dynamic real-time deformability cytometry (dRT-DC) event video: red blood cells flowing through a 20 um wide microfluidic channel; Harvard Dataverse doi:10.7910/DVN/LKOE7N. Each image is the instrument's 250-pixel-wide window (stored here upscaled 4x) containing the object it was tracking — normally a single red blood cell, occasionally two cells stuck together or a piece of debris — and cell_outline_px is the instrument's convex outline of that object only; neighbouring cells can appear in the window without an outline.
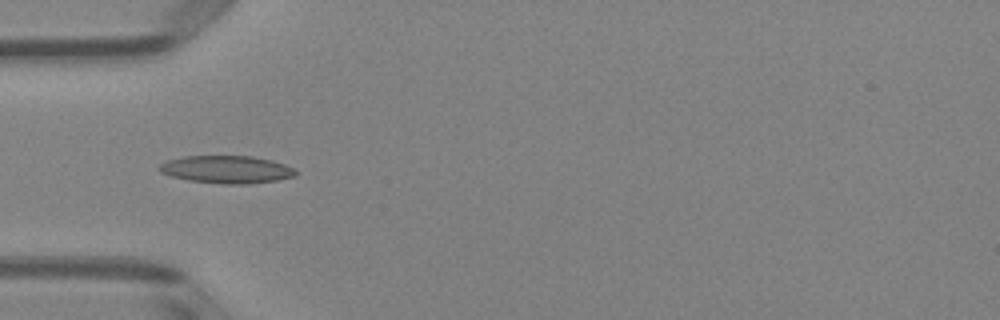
{"species": "Egyptian fruit bat (a non-hibernating species)", "species_latin": "Rousettus aegyptiacus", "temperature_condition": "room temperature", "stored_images_in_passage": 36, "camera_frame_rate_fps": 3000, "um_per_image_px": 0.085, "animal": {"sex": "female"}, "frame": {"image": 1, "passage_image": 1, "time_ms": 0.0, "image_size_px": [1000, 320], "cell_outline_px": [[296, 176], [276, 180], [248, 184], [224, 184], [188, 180], [168, 176], [160, 172], [156, 168], [160, 164], [168, 160], [184, 156], [252, 156], [272, 160], [284, 164], [292, 168], [296, 172]], "centroid_in_image_um": [19.22, 14.4], "position_along_channel_um": 65.8, "area_um2": 22.02}}
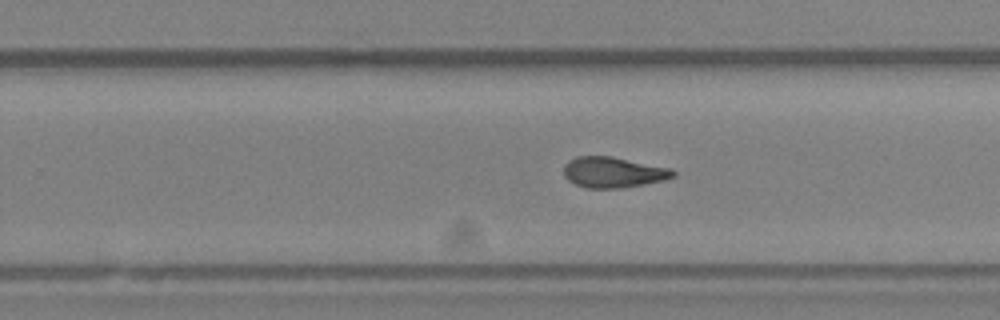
{"frame": {"image": 2, "passage_image": 17, "time_ms": 5.333, "image_size_px": [1000, 320], "cell_outline_px": [[676, 176], [664, 180], [644, 184], [620, 188], [588, 188], [576, 184], [568, 180], [564, 176], [564, 164], [568, 160], [576, 156], [612, 156], [672, 168], [676, 172]], "centroid_in_image_um": [52.14, 14.63], "position_along_channel_um": 277.7, "area_um2": 19.71}}
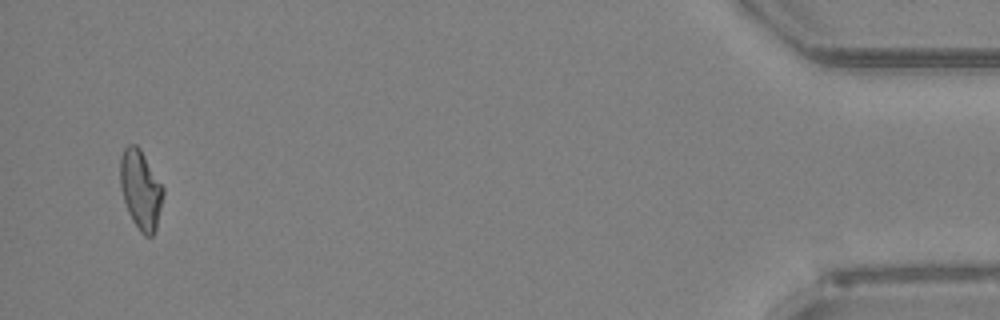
{"frame": {"image": 3, "passage_image": 34, "time_ms": 11.0, "image_size_px": [1000, 320], "cell_outline_px": [[164, 192], [156, 228], [152, 236], [144, 236], [140, 232], [132, 220], [128, 212], [124, 200], [120, 184], [120, 156], [124, 148], [128, 144], [136, 144], [140, 148], [164, 188]], "centroid_in_image_um": [11.95, 16.11], "position_along_channel_um": 423.3, "area_um2": 19.77}, "authors_computed_cell_mechanics": {"area_um2": 19.7098, "velocity_mm_per_s": 3.9968, "shape_relaxation_time_tau1_ms": null, "shape_relaxation_time_tau2_ms": 3.9185, "deformation_change_tau1": null, "deformation_change_tau2": 0.1046}}